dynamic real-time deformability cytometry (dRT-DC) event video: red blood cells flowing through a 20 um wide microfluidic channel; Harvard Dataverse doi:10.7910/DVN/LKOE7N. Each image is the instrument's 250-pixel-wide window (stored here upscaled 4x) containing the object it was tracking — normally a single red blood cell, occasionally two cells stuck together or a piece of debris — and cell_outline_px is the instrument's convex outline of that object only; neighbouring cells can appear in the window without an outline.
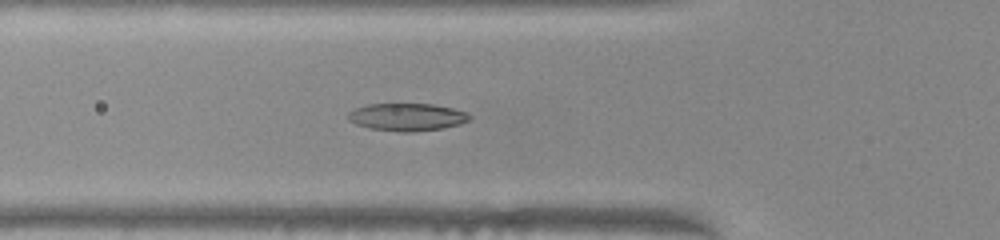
{"species": "common noctule bat (a hibernating species)", "species_latin": "Nyctalus noctula", "temperature_condition": "warm", "stored_images_in_passage": 44, "camera_frame_rate_fps": 3000, "um_per_image_px": 0.085, "animal": {"sex": "female", "body_mass_g": 22.0, "forearm_length_mm": 56.7}, "frame": {"image": 1, "passage_image": 11, "time_ms": 3.333, "image_size_px": [1000, 240], "cell_outline_px": [[472, 116], [468, 120], [460, 124], [444, 128], [416, 132], [400, 132], [368, 128], [356, 124], [348, 120], [348, 112], [356, 108], [368, 104], [432, 104], [452, 108], [464, 112]], "centroid_in_image_um": [34.58, 9.96], "position_along_channel_um": 91.2, "area_um2": 19.54}}
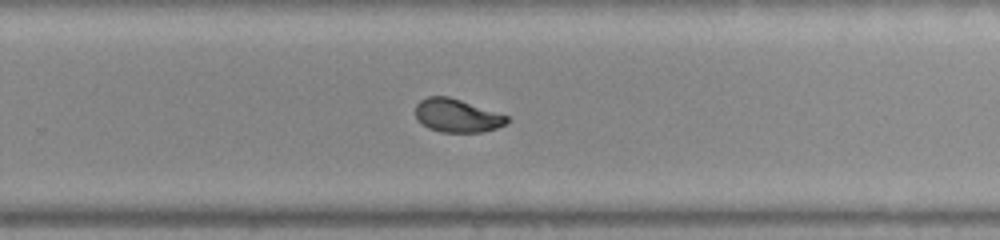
{"frame": {"image": 2, "passage_image": 26, "time_ms": 8.333, "image_size_px": [1000, 240], "cell_outline_px": [[508, 120], [504, 124], [496, 128], [484, 132], [440, 132], [428, 128], [416, 120], [416, 104], [420, 100], [428, 96], [448, 96], [508, 116]], "centroid_in_image_um": [38.8, 9.83], "position_along_channel_um": 291.0, "area_um2": 17.63}}
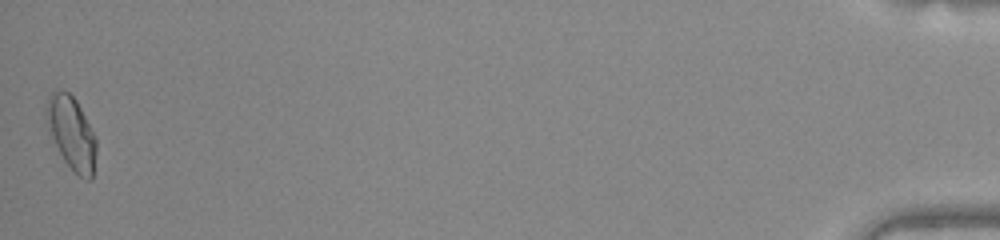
{"frame": {"image": 3, "passage_image": 44, "time_ms": 14.333, "image_size_px": [1000, 240], "cell_outline_px": [[96, 152], [92, 176], [88, 180], [80, 176], [64, 160], [52, 136], [48, 112], [48, 96], [52, 92], [68, 92], [76, 100], [96, 136]], "centroid_in_image_um": [6.15, 11.33], "position_along_channel_um": 429.1, "area_um2": 20.06}, "authors_computed_cell_mechanics": {"area_um2": 18.9006, "velocity_mm_per_s": 3.9986, "shape_relaxation_time_tau1_ms": 4.3836, "shape_relaxation_time_tau2_ms": 1.2262, "deformation_change_tau1": 0.1762, "deformation_change_tau2": 0.0499}}